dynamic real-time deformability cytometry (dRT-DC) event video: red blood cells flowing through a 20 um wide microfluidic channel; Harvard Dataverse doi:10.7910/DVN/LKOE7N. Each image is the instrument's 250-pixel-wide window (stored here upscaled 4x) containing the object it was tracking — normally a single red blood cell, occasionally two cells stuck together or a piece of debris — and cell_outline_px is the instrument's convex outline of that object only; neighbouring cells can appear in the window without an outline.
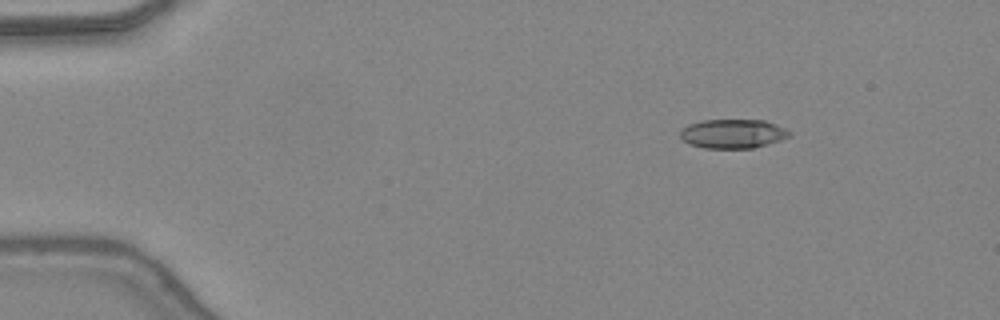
{"species": "common noctule bat (a hibernating species)", "species_latin": "Nyctalus noctula", "temperature_condition": "warm", "stored_images_in_passage": 33, "camera_frame_rate_fps": 3000, "um_per_image_px": 0.085, "animal": {"sex": "female", "body_mass_g": 24.6, "forearm_length_mm": 56.2}, "frame": {"image": 1, "passage_image": 1, "time_ms": 0.0, "image_size_px": [1000, 320], "cell_outline_px": [[792, 136], [768, 144], [752, 148], [704, 148], [688, 144], [680, 136], [680, 132], [688, 124], [700, 120], [764, 120], [776, 124], [792, 132]], "centroid_in_image_um": [62.31, 11.36], "position_along_channel_um": 22.7, "area_um2": 18.61}}
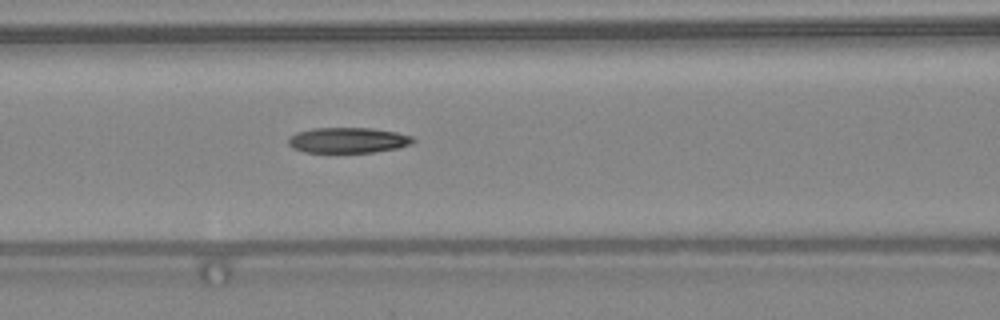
{"frame": {"image": 2, "passage_image": 15, "time_ms": 4.667, "image_size_px": [1000, 320], "cell_outline_px": [[416, 140], [412, 144], [400, 148], [372, 152], [304, 152], [292, 148], [288, 144], [288, 136], [296, 132], [312, 128], [372, 128], [396, 132], [412, 136]], "centroid_in_image_um": [29.58, 11.91], "position_along_channel_um": 137.0, "area_um2": 18.73}}
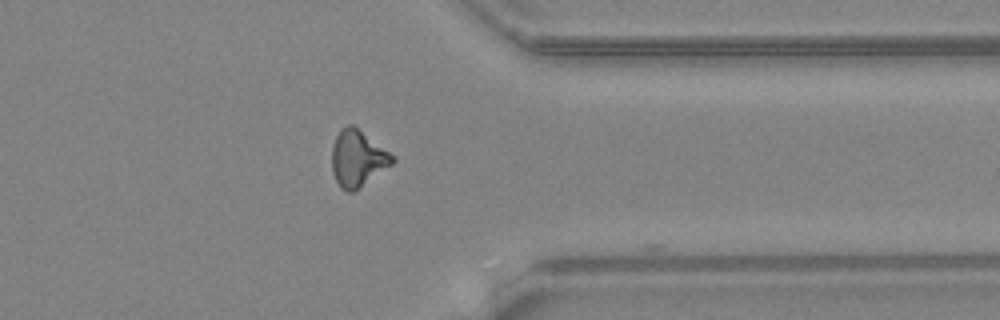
{"frame": {"image": 3, "passage_image": 32, "time_ms": 10.333, "image_size_px": [1000, 320], "cell_outline_px": [[396, 160], [392, 164], [352, 192], [348, 192], [340, 188], [332, 172], [332, 148], [336, 136], [340, 128], [348, 124], [352, 124], [396, 156]], "centroid_in_image_um": [30.39, 13.44], "position_along_channel_um": 381.0, "area_um2": 19.77}}